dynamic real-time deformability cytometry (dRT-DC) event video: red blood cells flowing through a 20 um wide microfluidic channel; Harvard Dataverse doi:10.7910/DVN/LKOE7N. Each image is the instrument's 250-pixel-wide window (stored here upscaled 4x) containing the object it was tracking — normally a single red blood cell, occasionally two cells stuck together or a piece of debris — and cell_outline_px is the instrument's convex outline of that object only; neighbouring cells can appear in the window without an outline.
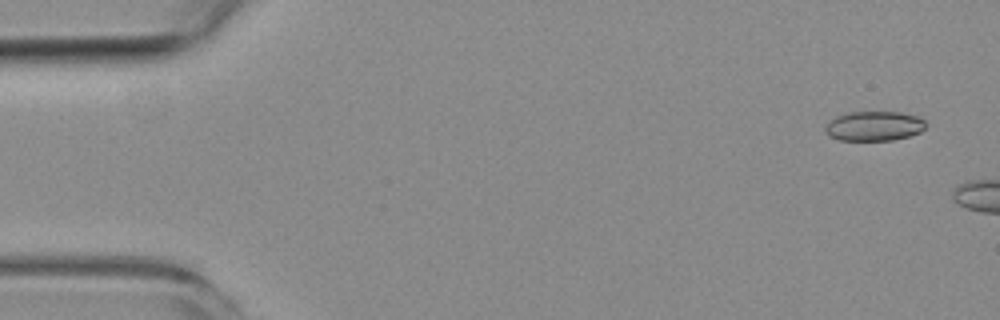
{"species": "common noctule bat (a hibernating species)", "species_latin": "Nyctalus noctula", "temperature_condition": "room temperature", "stored_images_in_passage": 3, "camera_frame_rate_fps": 3000, "um_per_image_px": 0.085, "animal": {"sex": "female", "body_mass_g": 19.3, "forearm_length_mm": 54.1}, "frame": {"image": 1, "passage_image": 1, "time_ms": 0.0, "image_size_px": [1000, 320], "cell_outline_px": [[928, 124], [920, 132], [908, 136], [892, 140], [840, 140], [824, 132], [824, 128], [836, 116], [848, 112], [900, 112], [920, 116]], "centroid_in_image_um": [74.34, 10.7], "position_along_channel_um": 10.7, "area_um2": 17.34}}